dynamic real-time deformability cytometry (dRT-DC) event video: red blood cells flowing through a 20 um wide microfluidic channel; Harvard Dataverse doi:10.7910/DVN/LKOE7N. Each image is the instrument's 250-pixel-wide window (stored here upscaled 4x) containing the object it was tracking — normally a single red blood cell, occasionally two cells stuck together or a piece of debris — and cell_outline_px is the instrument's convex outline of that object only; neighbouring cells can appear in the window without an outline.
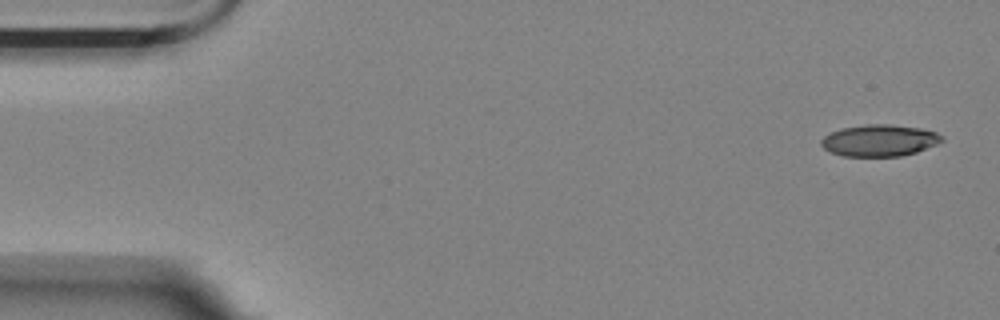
{"species": "Egyptian fruit bat (a non-hibernating species)", "species_latin": "Rousettus aegyptiacus", "temperature_condition": "room temperature", "stored_images_in_passage": 5, "segment_of_instrument_passage": [1, 2], "camera_frame_rate_fps": 3000, "um_per_image_px": 0.085, "animal": {"sex": "female"}, "frame": {"image": 1, "passage_image": 1, "time_ms": 0.0, "image_size_px": [1000, 320], "cell_outline_px": [[944, 140], [936, 144], [916, 152], [900, 156], [844, 156], [832, 152], [824, 148], [820, 144], [820, 140], [824, 136], [840, 128], [864, 124], [892, 124], [920, 128], [936, 132], [944, 136]], "centroid_in_image_um": [74.75, 11.92], "position_along_channel_um": 10.2, "area_um2": 22.31}}
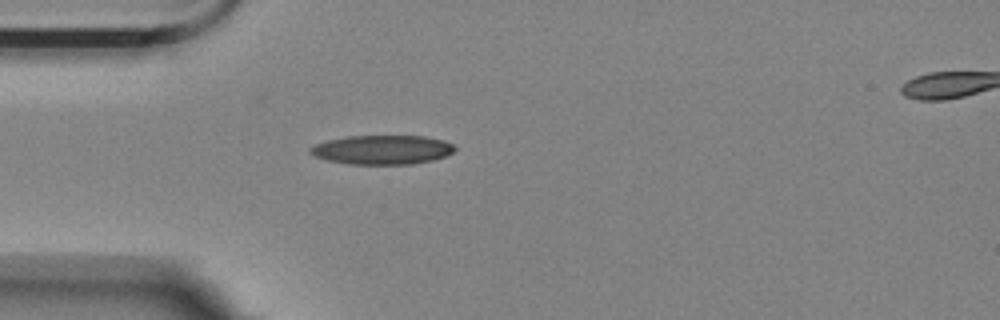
{"frame": {"image": 2, "passage_image": 4, "time_ms": 1.0, "image_size_px": [1000, 320], "cell_outline_px": [[456, 148], [452, 152], [444, 156], [432, 160], [412, 164], [348, 164], [328, 160], [316, 156], [308, 152], [308, 148], [316, 144], [328, 140], [348, 136], [424, 136], [444, 140], [452, 144]], "centroid_in_image_um": [32.48, 12.72], "position_along_channel_um": 52.5, "area_um2": 24.45}}